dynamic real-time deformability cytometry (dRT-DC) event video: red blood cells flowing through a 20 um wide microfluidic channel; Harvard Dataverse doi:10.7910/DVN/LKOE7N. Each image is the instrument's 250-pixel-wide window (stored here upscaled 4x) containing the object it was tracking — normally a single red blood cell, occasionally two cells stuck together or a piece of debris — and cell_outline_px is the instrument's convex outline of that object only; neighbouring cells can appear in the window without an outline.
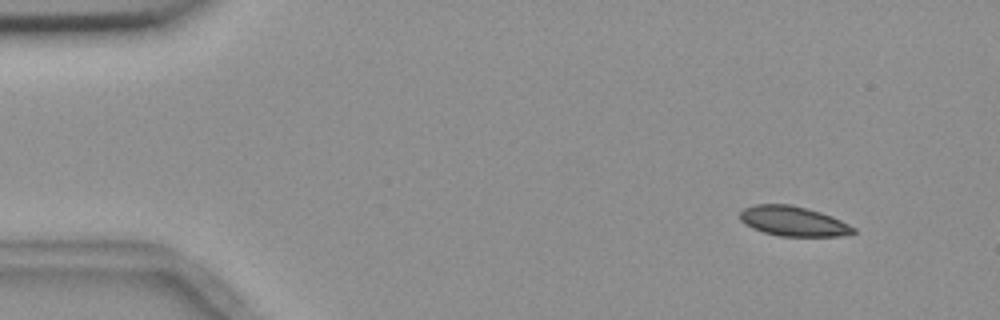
{"species": "common noctule bat (a hibernating species)", "species_latin": "Nyctalus noctula", "temperature_condition": "room temperature", "stored_images_in_passage": 3, "camera_frame_rate_fps": 3000, "um_per_image_px": 0.085, "animal": {"sex": "female", "body_mass_g": 18.4}, "frame": {"image": 1, "passage_image": 1, "time_ms": 0.0, "image_size_px": [1000, 320], "cell_outline_px": [[856, 232], [840, 236], [780, 236], [764, 232], [752, 228], [744, 224], [740, 220], [740, 212], [744, 208], [752, 204], [792, 204], [820, 212], [832, 216], [856, 228]], "centroid_in_image_um": [67.4, 18.79], "position_along_channel_um": 17.6, "area_um2": 19.77}}